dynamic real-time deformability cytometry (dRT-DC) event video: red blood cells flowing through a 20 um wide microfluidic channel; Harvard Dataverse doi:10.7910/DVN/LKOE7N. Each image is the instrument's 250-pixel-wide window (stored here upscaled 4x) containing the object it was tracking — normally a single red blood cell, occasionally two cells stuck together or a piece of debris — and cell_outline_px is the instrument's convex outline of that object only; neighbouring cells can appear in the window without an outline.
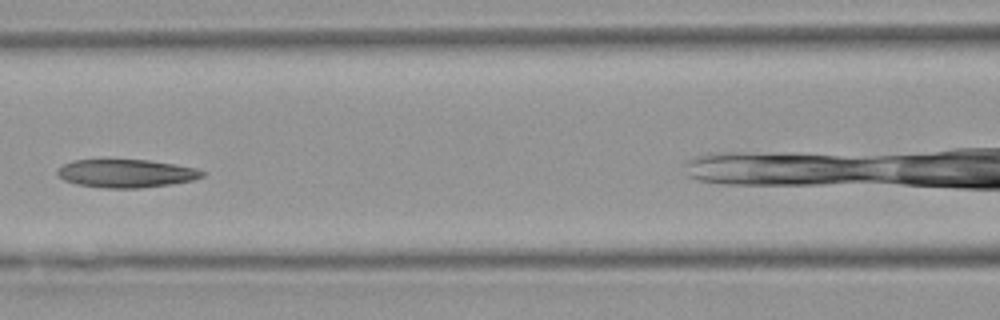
{"species": "Egyptian fruit bat (a non-hibernating species)", "species_latin": "Rousettus aegyptiacus", "temperature_condition": "warm", "stored_images_in_passage": 3, "camera_frame_rate_fps": 3000, "um_per_image_px": 0.085, "animal": {"sex": "female"}, "frame": {"image": 1, "passage_image": 3, "time_ms": 2.667, "image_size_px": [1000, 320], "cell_outline_px": [[204, 176], [192, 180], [172, 184], [140, 188], [104, 188], [76, 184], [64, 180], [56, 172], [64, 164], [72, 160], [148, 160], [176, 164], [196, 168], [204, 172]], "centroid_in_image_um": [10.74, 14.74], "position_along_channel_um": 155.9, "area_um2": 23.7}}